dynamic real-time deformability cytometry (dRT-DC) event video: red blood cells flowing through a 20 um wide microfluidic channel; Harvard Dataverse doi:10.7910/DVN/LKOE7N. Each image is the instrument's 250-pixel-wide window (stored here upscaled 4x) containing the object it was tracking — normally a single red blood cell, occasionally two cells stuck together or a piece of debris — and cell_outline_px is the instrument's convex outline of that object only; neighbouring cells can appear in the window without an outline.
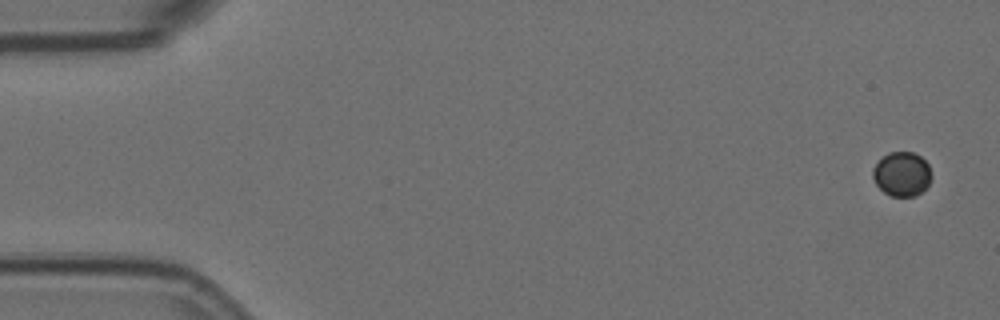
{"species": "Egyptian fruit bat (a non-hibernating species)", "species_latin": "Rousettus aegyptiacus", "temperature_condition": "room temperature", "stored_images_in_passage": 6, "camera_frame_rate_fps": 3000, "um_per_image_px": 0.085, "animal": {"sex": "female"}, "frame": {"image": 1, "passage_image": 1, "time_ms": 0.0, "image_size_px": [1000, 320], "cell_outline_px": [[932, 176], [928, 184], [916, 196], [892, 196], [884, 192], [876, 184], [872, 176], [872, 168], [888, 152], [912, 152], [920, 156], [928, 164]], "centroid_in_image_um": [76.65, 14.79], "position_along_channel_um": 8.3, "area_um2": 15.03}}
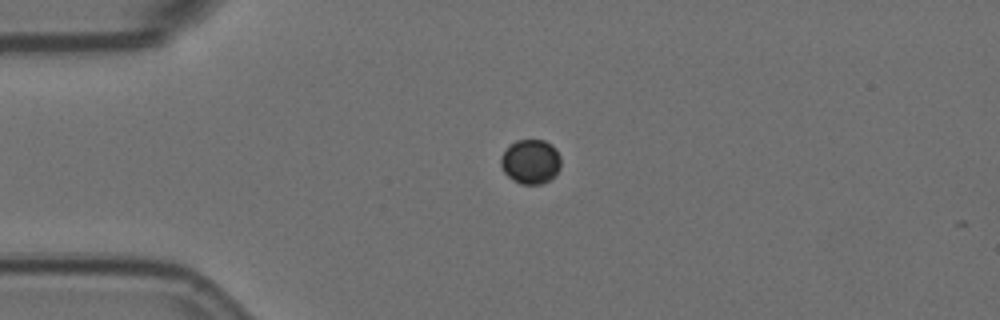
{"frame": {"image": 2, "passage_image": 4, "time_ms": 1.0, "image_size_px": [1000, 320], "cell_outline_px": [[560, 168], [548, 180], [540, 184], [520, 184], [512, 180], [504, 172], [500, 164], [500, 156], [516, 140], [544, 140], [552, 144], [556, 148], [560, 156]], "centroid_in_image_um": [45.1, 13.73], "position_along_channel_um": 39.9, "area_um2": 15.49}}
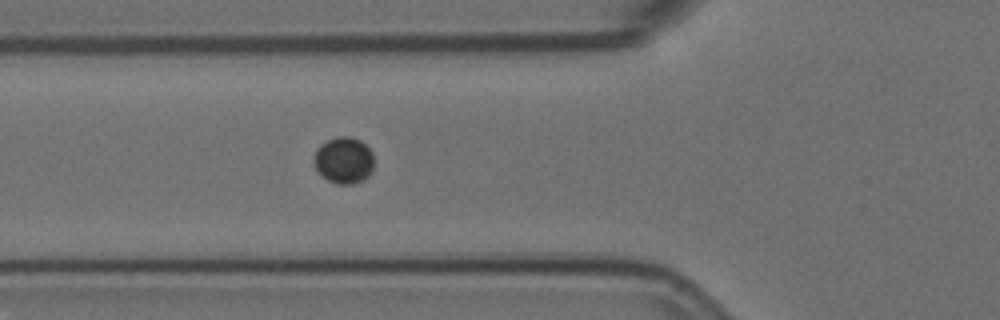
{"frame": {"image": 3, "passage_image": 6, "time_ms": 1.667, "image_size_px": [1000, 320], "cell_outline_px": [[372, 168], [368, 176], [364, 180], [352, 184], [336, 184], [320, 176], [316, 168], [316, 152], [320, 144], [336, 136], [348, 136], [360, 140], [372, 152]], "centroid_in_image_um": [29.23, 13.63], "position_along_channel_um": 96.6, "area_um2": 16.07}}